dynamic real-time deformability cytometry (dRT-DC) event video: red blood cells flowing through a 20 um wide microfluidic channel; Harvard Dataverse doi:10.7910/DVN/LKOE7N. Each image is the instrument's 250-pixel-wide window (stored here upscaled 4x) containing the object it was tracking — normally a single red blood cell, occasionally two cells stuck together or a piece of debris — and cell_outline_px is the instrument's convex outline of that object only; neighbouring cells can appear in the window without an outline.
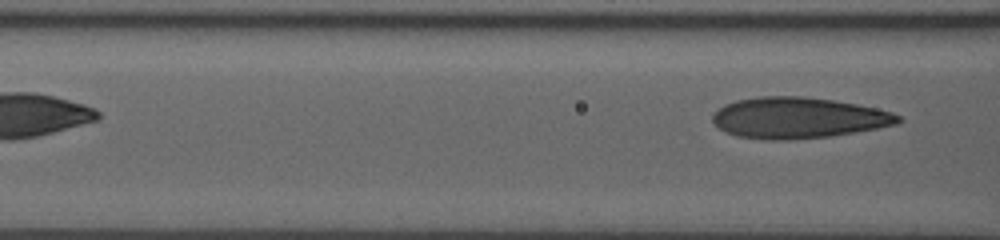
{"species": "human", "species_latin": "Homo sapiens", "temperature_condition": "room temperature", "stored_images_in_passage": 7, "camera_frame_rate_fps": 3000, "um_per_image_px": 0.085, "donor": {"sex": "male"}, "frame": {"image": 1, "passage_image": 7, "time_ms": 6.667, "image_size_px": [1000, 240], "cell_outline_px": [[900, 120], [896, 124], [876, 128], [828, 136], [788, 140], [768, 140], [736, 136], [724, 132], [712, 120], [712, 112], [724, 104], [736, 100], [760, 96], [800, 96], [832, 100], [856, 104], [876, 108], [892, 112], [900, 116]], "centroid_in_image_um": [67.77, 10.01], "position_along_channel_um": 98.8, "area_um2": 44.16}}